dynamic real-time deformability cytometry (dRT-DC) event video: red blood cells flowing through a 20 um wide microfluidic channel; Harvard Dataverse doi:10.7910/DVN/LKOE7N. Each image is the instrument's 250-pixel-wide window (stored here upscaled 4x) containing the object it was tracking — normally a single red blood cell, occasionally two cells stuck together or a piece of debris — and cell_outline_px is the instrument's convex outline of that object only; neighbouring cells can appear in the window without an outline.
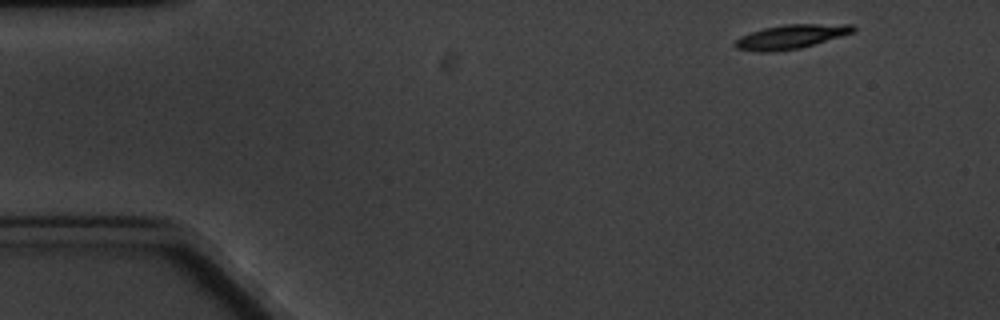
{"species": "common noctule bat (a hibernating species)", "species_latin": "Nyctalus noctula", "temperature_condition": "cold", "stored_images_in_passage": 4, "camera_frame_rate_fps": 3000, "um_per_image_px": 0.085, "animal": {"sex": "male", "body_mass_g": 20.1, "forearm_length_mm": 53.5}, "frame": {"image": 1, "passage_image": 1, "time_ms": 0.0, "image_size_px": [1000, 320], "cell_outline_px": [[856, 32], [800, 48], [772, 52], [756, 52], [736, 48], [732, 44], [740, 36], [764, 28], [784, 24], [852, 24], [856, 28]], "centroid_in_image_um": [67.23, 3.12], "position_along_channel_um": 17.8, "area_um2": 16.7}}
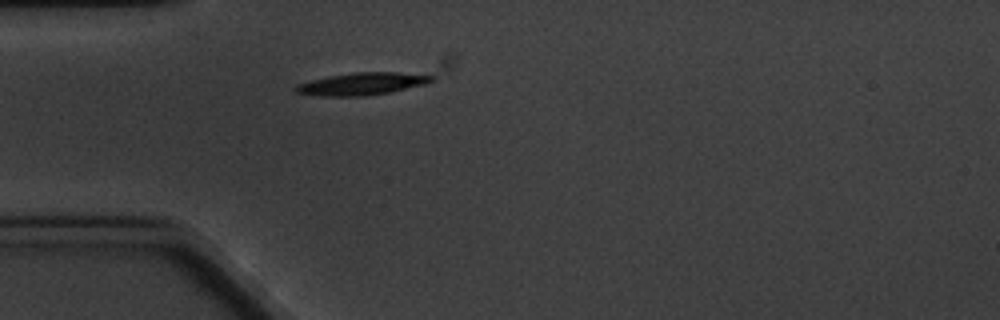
{"frame": {"image": 2, "passage_image": 4, "time_ms": 3.667, "image_size_px": [1000, 320], "cell_outline_px": [[436, 80], [424, 84], [388, 92], [364, 96], [320, 96], [296, 92], [292, 88], [296, 84], [328, 76], [356, 72], [396, 72], [436, 76]], "centroid_in_image_um": [30.75, 7.12], "position_along_channel_um": 54.3, "area_um2": 17.57}}